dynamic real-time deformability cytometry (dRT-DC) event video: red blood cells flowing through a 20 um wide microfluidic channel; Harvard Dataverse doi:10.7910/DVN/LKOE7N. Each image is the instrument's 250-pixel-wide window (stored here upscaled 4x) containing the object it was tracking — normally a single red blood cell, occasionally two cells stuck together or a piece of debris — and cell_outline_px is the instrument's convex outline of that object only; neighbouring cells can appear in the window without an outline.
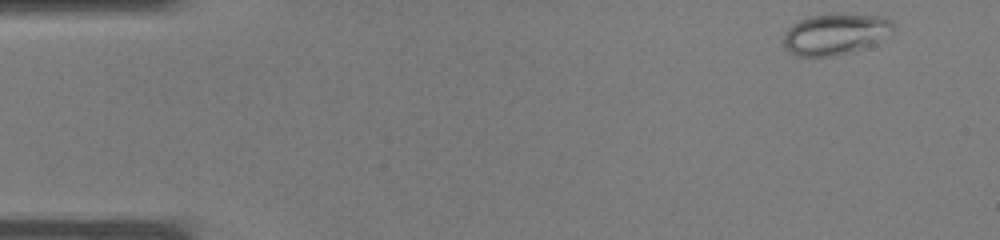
{"species": "common noctule bat (a hibernating species)", "species_latin": "Nyctalus noctula", "temperature_condition": "warm", "stored_images_in_passage": 36, "camera_frame_rate_fps": 3000, "um_per_image_px": 0.085, "animal": {"sex": "male", "body_mass_g": 19.0, "forearm_length_mm": 50.8}, "frame": {"image": 1, "passage_image": 1, "time_ms": 0.0, "image_size_px": [1000, 240], "cell_outline_px": [[896, 28], [868, 44], [860, 48], [832, 56], [796, 56], [784, 48], [784, 36], [788, 28], [792, 24], [808, 16], [828, 12], [832, 12], [888, 16], [896, 24]], "centroid_in_image_um": [70.97, 2.83], "position_along_channel_um": 14.0, "area_um2": 26.36}}
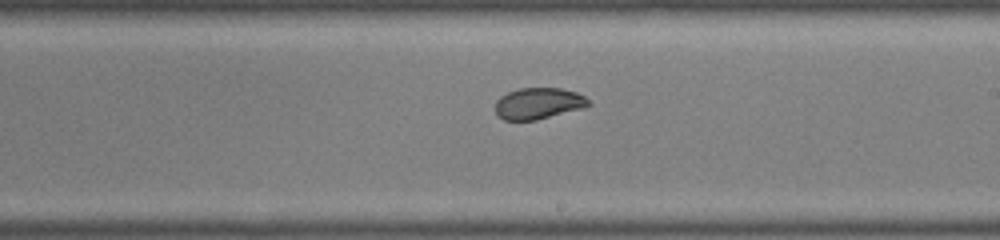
{"frame": {"image": 2, "passage_image": 20, "time_ms": 6.333, "image_size_px": [1000, 240], "cell_outline_px": [[592, 104], [584, 108], [536, 120], [504, 120], [496, 112], [496, 100], [500, 96], [508, 92], [520, 88], [560, 88], [576, 92], [584, 96]], "centroid_in_image_um": [45.78, 8.79], "position_along_channel_um": 243.2, "area_um2": 16.99}}
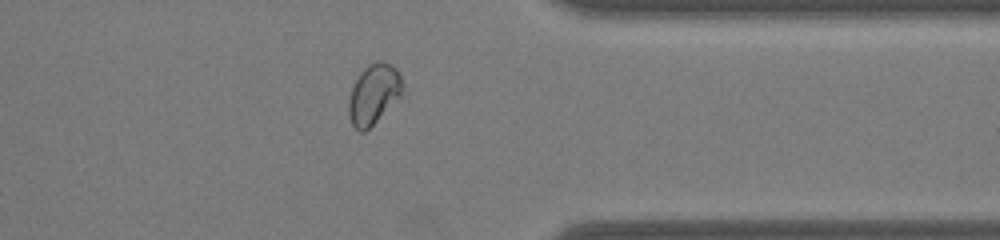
{"frame": {"image": 3, "passage_image": 28, "time_ms": 9.0, "image_size_px": [1000, 240], "cell_outline_px": [[408, 96], [364, 132], [360, 132], [352, 124], [348, 116], [348, 100], [352, 88], [360, 72], [368, 64], [376, 60], [380, 60], [392, 64], [400, 72]], "centroid_in_image_um": [31.88, 8.01], "position_along_channel_um": 379.5, "area_um2": 20.17}}